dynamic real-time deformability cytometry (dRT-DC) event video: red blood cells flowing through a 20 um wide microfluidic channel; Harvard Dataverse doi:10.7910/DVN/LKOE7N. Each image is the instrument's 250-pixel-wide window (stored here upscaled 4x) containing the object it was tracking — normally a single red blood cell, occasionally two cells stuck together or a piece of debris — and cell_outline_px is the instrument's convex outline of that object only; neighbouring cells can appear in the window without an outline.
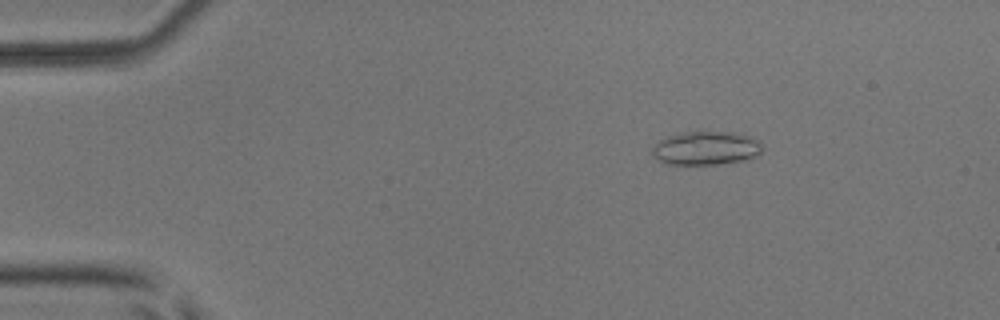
{"species": "common noctule bat (a hibernating species)", "species_latin": "Nyctalus noctula", "temperature_condition": "room temperature", "stored_images_in_passage": 5, "camera_frame_rate_fps": 3000, "um_per_image_px": 0.085, "animal": {"sex": "male", "body_mass_g": 17.9, "forearm_length_mm": 54.2}, "frame": {"image": 1, "passage_image": 3, "time_ms": 0.667, "image_size_px": [1000, 320], "cell_outline_px": [[760, 156], [744, 160], [720, 164], [664, 164], [652, 156], [652, 148], [660, 140], [668, 136], [680, 132], [740, 132], [752, 136], [760, 144]], "centroid_in_image_um": [60.01, 12.59], "position_along_channel_um": 25.0, "area_um2": 21.73}}